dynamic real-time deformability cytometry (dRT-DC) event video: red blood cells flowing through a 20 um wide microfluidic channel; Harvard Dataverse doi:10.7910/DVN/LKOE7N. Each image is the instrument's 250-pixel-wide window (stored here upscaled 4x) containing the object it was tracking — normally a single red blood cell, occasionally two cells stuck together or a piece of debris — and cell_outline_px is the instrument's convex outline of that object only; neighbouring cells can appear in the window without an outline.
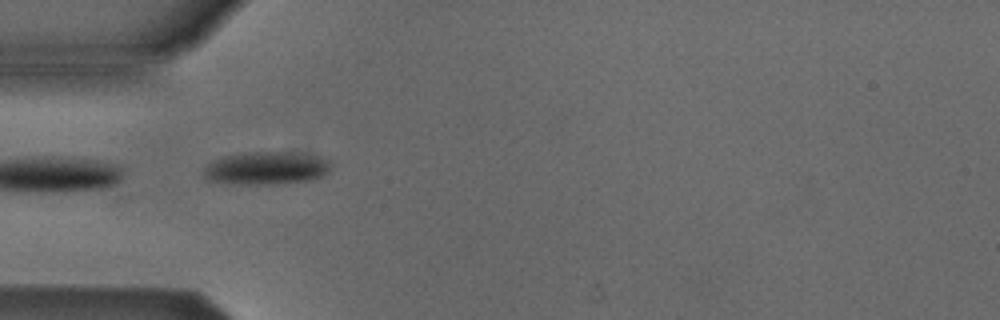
{"species": "Egyptian fruit bat (a non-hibernating species)", "species_latin": "Rousettus aegyptiacus", "temperature_condition": "cold", "stored_images_in_passage": 4, "camera_frame_rate_fps": 3000, "um_per_image_px": 0.085, "animal": {"sex": "male"}, "frame": {"image": 1, "passage_image": 2, "time_ms": 2.0, "image_size_px": [1000, 320], "cell_outline_px": [[332, 168], [324, 176], [312, 180], [280, 184], [236, 184], [204, 180], [204, 168], [212, 160], [220, 156], [248, 152], [300, 152], [320, 156], [328, 160], [332, 164]], "centroid_in_image_um": [22.67, 14.29], "position_along_channel_um": 62.3, "area_um2": 25.09}}
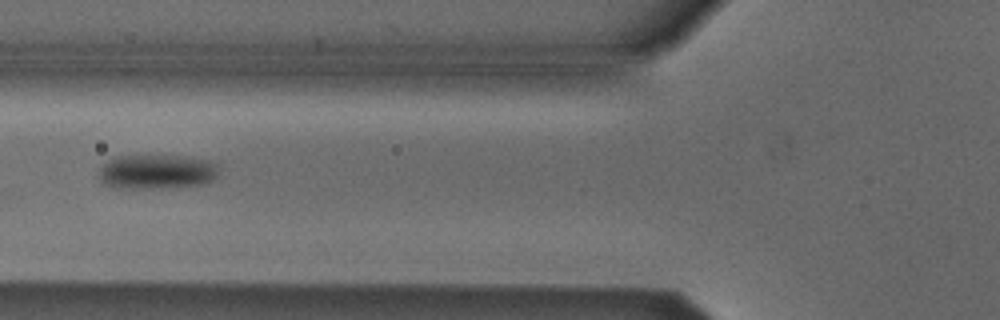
{"frame": {"image": 2, "passage_image": 3, "time_ms": 3.333, "image_size_px": [1000, 320], "cell_outline_px": [[216, 176], [212, 180], [204, 184], [160, 188], [116, 188], [100, 184], [100, 168], [108, 160], [116, 156], [192, 156], [208, 160], [216, 164]], "centroid_in_image_um": [13.29, 14.6], "position_along_channel_um": 112.5, "area_um2": 24.16}}
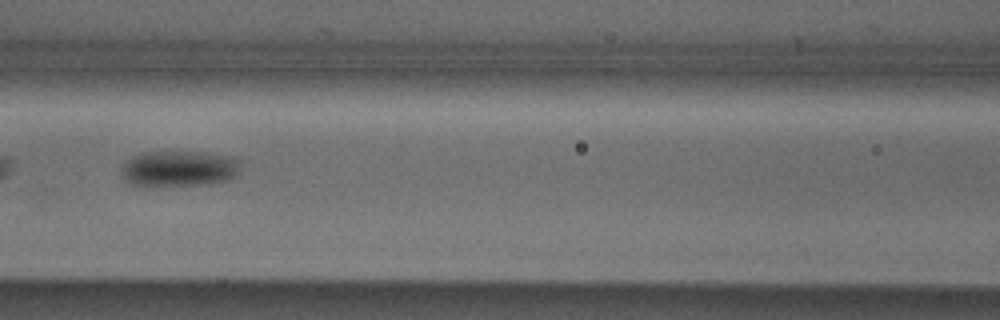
{"frame": {"image": 3, "passage_image": 4, "time_ms": 4.333, "image_size_px": [1000, 320], "cell_outline_px": [[240, 168], [232, 176], [224, 180], [204, 184], [140, 188], [128, 184], [120, 176], [120, 168], [124, 160], [132, 156], [144, 152], [208, 152], [232, 156], [240, 160]], "centroid_in_image_um": [15.08, 14.35], "position_along_channel_um": 151.5, "area_um2": 25.72}}